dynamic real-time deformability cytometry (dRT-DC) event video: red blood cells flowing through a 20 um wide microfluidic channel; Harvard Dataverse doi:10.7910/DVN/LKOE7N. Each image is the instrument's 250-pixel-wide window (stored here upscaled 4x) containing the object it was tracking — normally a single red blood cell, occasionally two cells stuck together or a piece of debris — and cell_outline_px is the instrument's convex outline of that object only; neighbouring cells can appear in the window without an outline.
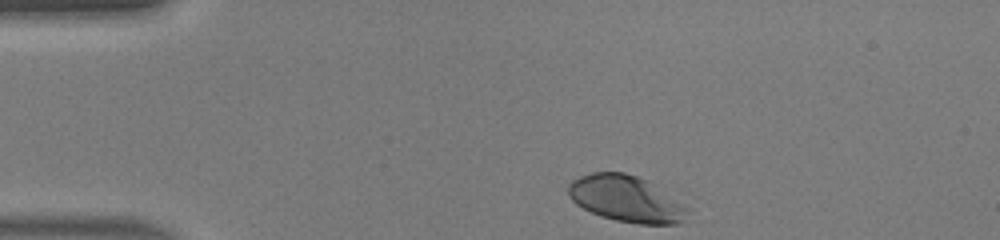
{"species": "human", "species_latin": "Homo sapiens", "temperature_condition": "warm", "stored_images_in_passage": 33, "camera_frame_rate_fps": 3000, "um_per_image_px": 0.085, "donor": {"sex": "male"}, "frame": {"image": 1, "passage_image": 1, "time_ms": 0.0, "image_size_px": [1000, 240], "cell_outline_px": [[692, 208], [684, 220], [676, 224], [640, 224], [616, 220], [592, 212], [576, 204], [568, 196], [568, 184], [572, 180], [580, 176], [592, 172], [624, 172], [648, 180]], "centroid_in_image_um": [53.27, 16.89], "position_along_channel_um": 31.7, "area_um2": 32.43}}
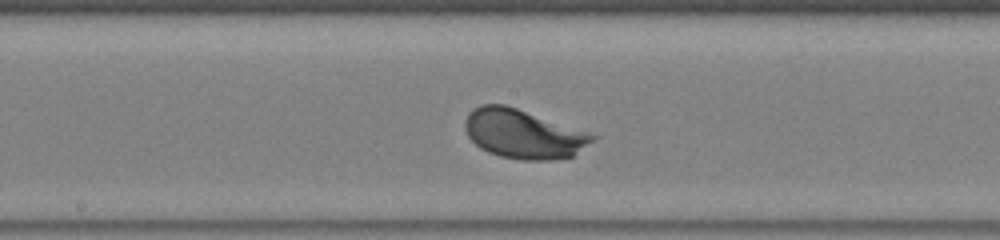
{"frame": {"image": 2, "passage_image": 18, "time_ms": 5.667, "image_size_px": [1000, 240], "cell_outline_px": [[600, 136], [572, 156], [552, 160], [520, 160], [500, 156], [488, 152], [480, 148], [468, 136], [464, 128], [464, 120], [468, 112], [472, 108], [480, 104], [504, 104]], "centroid_in_image_um": [44.45, 11.38], "position_along_channel_um": 203.8, "area_um2": 36.41}}
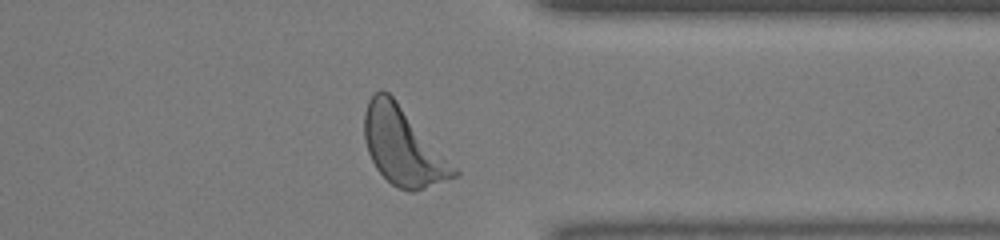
{"frame": {"image": 3, "passage_image": 31, "time_ms": 10.0, "image_size_px": [1000, 240], "cell_outline_px": [[460, 176], [412, 192], [408, 192], [396, 188], [376, 168], [368, 152], [364, 140], [364, 112], [368, 100], [372, 92], [380, 88], [384, 88], [396, 100], [460, 172]], "centroid_in_image_um": [34.23, 12.44], "position_along_channel_um": 377.2, "area_um2": 40.4}, "authors_computed_cell_mechanics": {"area_um2": 35.0268, "velocity_mm_per_s": 4.1155, "shape_relaxation_time_tau1_ms": 1.1832, "shape_relaxation_time_tau2_ms": null, "deformation_change_tau1": 0.1345, "deformation_change_tau2": null}}